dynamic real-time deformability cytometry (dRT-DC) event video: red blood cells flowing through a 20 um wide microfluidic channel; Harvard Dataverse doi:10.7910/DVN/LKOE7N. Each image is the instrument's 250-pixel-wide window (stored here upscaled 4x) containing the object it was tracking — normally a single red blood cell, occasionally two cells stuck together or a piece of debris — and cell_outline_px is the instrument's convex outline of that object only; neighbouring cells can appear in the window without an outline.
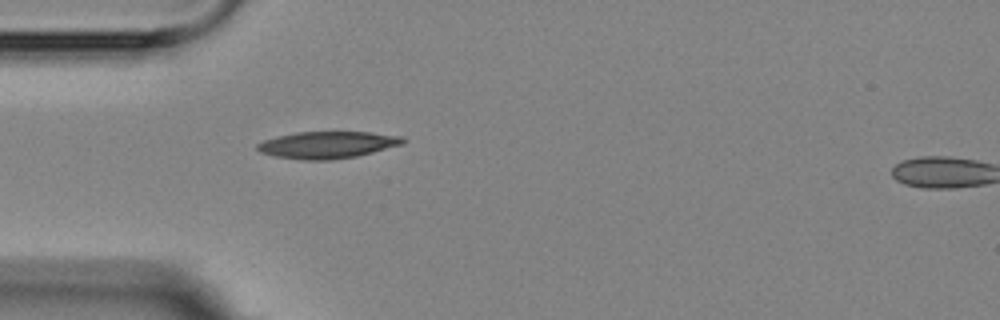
{"species": "Egyptian fruit bat (a non-hibernating species)", "species_latin": "Rousettus aegyptiacus", "temperature_condition": "room temperature", "stored_images_in_passage": 2, "segment_of_instrument_passage": [1, 2], "camera_frame_rate_fps": 3000, "um_per_image_px": 0.085, "animal": {"sex": "female"}, "frame": {"image": 1, "passage_image": 1, "time_ms": 0.0, "image_size_px": [1000, 320], "cell_outline_px": [[404, 144], [356, 156], [328, 160], [304, 160], [276, 156], [260, 152], [256, 148], [256, 144], [264, 140], [276, 136], [296, 132], [372, 132], [400, 136], [404, 140]], "centroid_in_image_um": [27.81, 12.31], "position_along_channel_um": 57.2, "area_um2": 22.72}}